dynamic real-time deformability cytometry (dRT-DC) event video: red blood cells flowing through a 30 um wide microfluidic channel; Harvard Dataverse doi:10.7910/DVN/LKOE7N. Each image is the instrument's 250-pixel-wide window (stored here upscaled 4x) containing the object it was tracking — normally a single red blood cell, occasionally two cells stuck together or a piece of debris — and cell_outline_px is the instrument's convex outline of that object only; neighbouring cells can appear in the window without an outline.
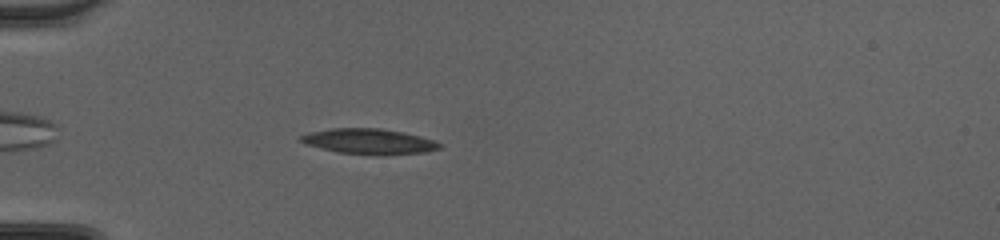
{"species": "common noctule bat (a hibernating species)", "species_latin": "Nyctalus noctula", "temperature_condition": "cold", "stored_images_in_passage": 40, "camera_frame_rate_fps": 3000, "um_per_image_px": 0.085, "animal": {"sex": "female", "body_mass_g": 20.0, "forearm_length_mm": 54.0}, "frame": {"image": 1, "passage_image": 4, "time_ms": 1.0, "image_size_px": [1000, 240], "cell_outline_px": [[440, 148], [424, 152], [340, 152], [308, 144], [300, 140], [300, 136], [308, 132], [332, 128], [380, 128], [420, 136], [432, 140], [440, 144]], "centroid_in_image_um": [31.31, 11.96], "position_along_channel_um": 53.7, "area_um2": 19.02}}
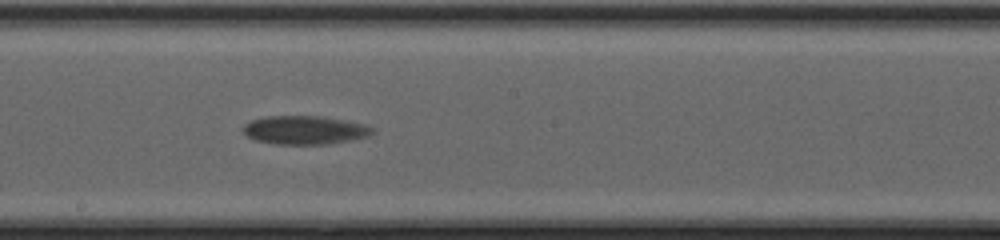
{"frame": {"image": 2, "passage_image": 18, "time_ms": 5.667, "image_size_px": [1000, 240], "cell_outline_px": [[372, 132], [368, 136], [348, 140], [324, 144], [276, 144], [256, 140], [248, 136], [244, 132], [244, 124], [252, 120], [268, 116], [320, 116], [344, 120], [364, 124], [372, 128]], "centroid_in_image_um": [25.88, 11.05], "position_along_channel_um": 222.3, "area_um2": 21.1}}
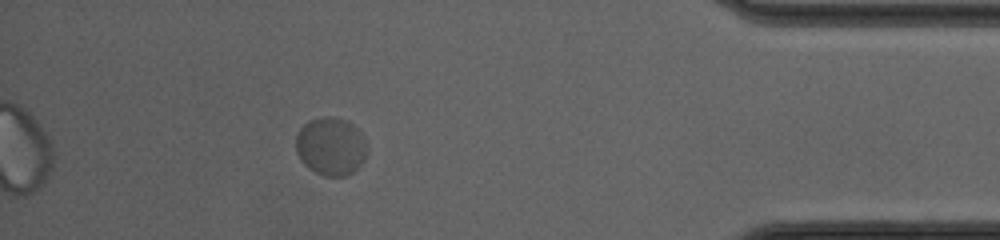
{"frame": {"image": 3, "passage_image": 35, "time_ms": 11.333, "image_size_px": [1000, 240], "cell_outline_px": [[364, 160], [348, 176], [324, 176], [308, 168], [300, 160], [296, 152], [296, 136], [300, 128], [308, 120], [324, 116], [328, 116], [348, 120], [360, 132], [364, 140]], "centroid_in_image_um": [28.07, 12.43], "position_along_channel_um": 407.1, "area_um2": 23.93}, "authors_computed_cell_mechanics": {"area_um2": 21.2415, "velocity_mm_per_s": 3.9864, "shape_relaxation_time_tau1_ms": 4.1004, "shape_relaxation_time_tau2_ms": null, "deformation_change_tau1": 0.0945, "deformation_change_tau2": null}}